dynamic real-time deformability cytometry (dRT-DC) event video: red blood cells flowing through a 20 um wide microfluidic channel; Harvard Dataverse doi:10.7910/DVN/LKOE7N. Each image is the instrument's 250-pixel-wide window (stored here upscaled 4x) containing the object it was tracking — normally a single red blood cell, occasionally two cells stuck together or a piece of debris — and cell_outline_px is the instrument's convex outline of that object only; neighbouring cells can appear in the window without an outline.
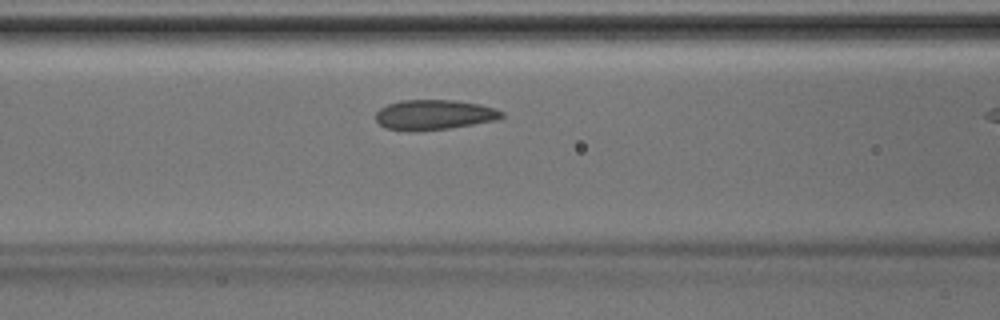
{"species": "Egyptian fruit bat (a non-hibernating species)", "species_latin": "Rousettus aegyptiacus", "temperature_condition": "room temperature", "stored_images_in_passage": 10, "camera_frame_rate_fps": 3000, "um_per_image_px": 0.085, "animal": {"sex": "male"}, "frame": {"image": 1, "passage_image": 9, "time_ms": 2.667, "image_size_px": [1000, 320], "cell_outline_px": [[504, 116], [500, 120], [448, 128], [408, 132], [384, 128], [376, 120], [376, 112], [380, 108], [388, 104], [400, 100], [456, 100], [480, 104], [496, 108], [504, 112]], "centroid_in_image_um": [36.92, 9.76], "position_along_channel_um": 129.7, "area_um2": 22.37}}